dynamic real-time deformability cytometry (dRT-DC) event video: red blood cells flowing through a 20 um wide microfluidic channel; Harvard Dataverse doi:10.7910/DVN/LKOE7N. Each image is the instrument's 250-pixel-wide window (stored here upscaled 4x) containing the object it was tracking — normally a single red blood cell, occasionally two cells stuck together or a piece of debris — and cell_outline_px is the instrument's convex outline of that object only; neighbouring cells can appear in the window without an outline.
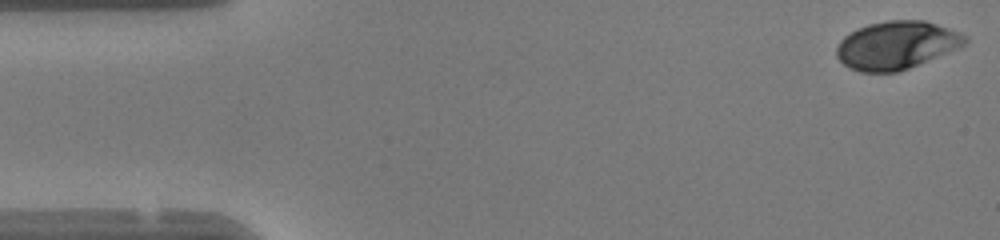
{"species": "human", "species_latin": "Homo sapiens", "temperature_condition": "warm", "stored_images_in_passage": 47, "camera_frame_rate_fps": 3000, "um_per_image_px": 0.085, "donor": {"sex": "female"}, "frame": {"image": 1, "passage_image": 1, "time_ms": 0.0, "image_size_px": [1000, 240], "cell_outline_px": [[968, 40], [964, 44], [956, 48], [908, 68], [896, 72], [860, 72], [844, 64], [836, 56], [836, 48], [840, 40], [844, 36], [868, 24], [888, 20], [924, 20], [960, 32], [968, 36]], "centroid_in_image_um": [76.18, 3.83], "position_along_channel_um": 8.8, "area_um2": 35.43}}
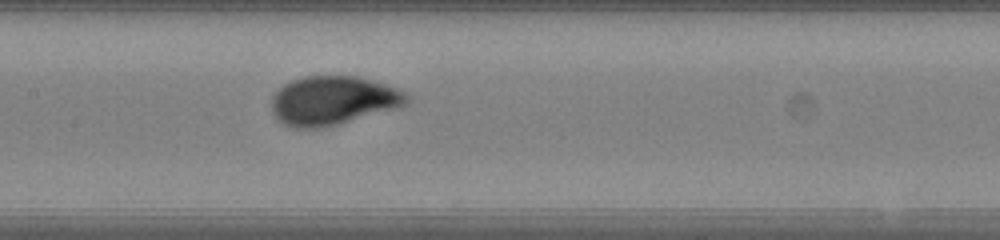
{"frame": {"image": 2, "passage_image": 22, "time_ms": 7.0, "image_size_px": [1000, 240], "cell_outline_px": [[412, 96], [408, 104], [400, 108], [340, 124], [324, 128], [296, 128], [284, 124], [272, 112], [272, 96], [284, 84], [292, 80], [304, 76], [356, 76], [384, 84], [408, 92]], "centroid_in_image_um": [28.37, 8.56], "position_along_channel_um": 179.0, "area_um2": 38.9}}
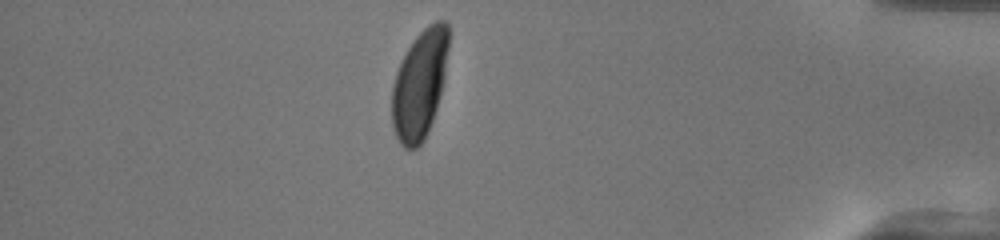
{"frame": {"image": 3, "passage_image": 41, "time_ms": 13.333, "image_size_px": [1000, 240], "cell_outline_px": [[448, 48], [444, 80], [436, 108], [428, 132], [424, 140], [416, 148], [404, 148], [400, 144], [392, 128], [392, 84], [396, 72], [408, 48], [416, 36], [428, 24], [436, 20], [444, 20], [448, 24]], "centroid_in_image_um": [35.66, 7.18], "position_along_channel_um": 399.5, "area_um2": 35.84}, "authors_computed_cell_mechanics": {"area_um2": 36.4718, "velocity_mm_per_s": 4.2046, "shape_relaxation_time_tau1_ms": 3.5511, "shape_relaxation_time_tau2_ms": null, "deformation_change_tau1": 0.1875, "deformation_change_tau2": null}}